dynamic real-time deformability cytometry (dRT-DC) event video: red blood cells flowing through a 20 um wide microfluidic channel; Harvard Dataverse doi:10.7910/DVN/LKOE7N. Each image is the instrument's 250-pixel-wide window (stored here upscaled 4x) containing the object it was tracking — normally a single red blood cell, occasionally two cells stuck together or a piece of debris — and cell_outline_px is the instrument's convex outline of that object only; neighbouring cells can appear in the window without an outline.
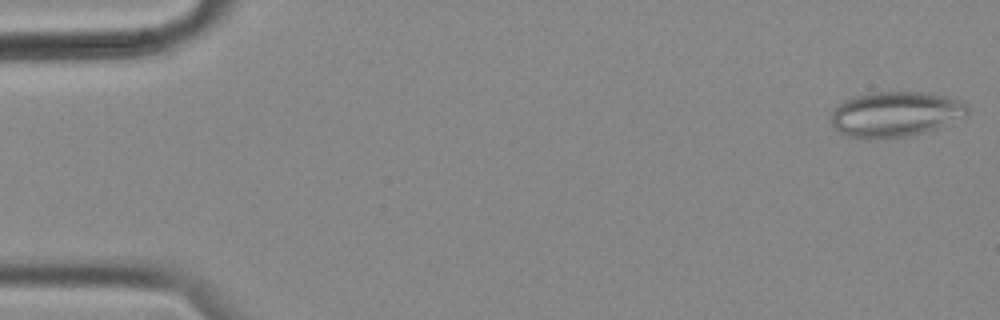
{"species": "common noctule bat (a hibernating species)", "species_latin": "Nyctalus noctula", "temperature_condition": "cold", "stored_images_in_passage": 56, "camera_frame_rate_fps": 3000, "um_per_image_px": 0.085, "animal": {"sex": "female", "body_mass_g": 18.4}, "frame": {"image": 1, "passage_image": 1, "time_ms": 0.0, "image_size_px": [1000, 320], "cell_outline_px": [[968, 116], [936, 128], [924, 132], [908, 136], [868, 140], [860, 140], [844, 136], [832, 124], [832, 112], [844, 100], [852, 96], [868, 92], [928, 92], [964, 100], [968, 104]], "centroid_in_image_um": [76.13, 9.71], "position_along_channel_um": 8.9, "area_um2": 36.65}}
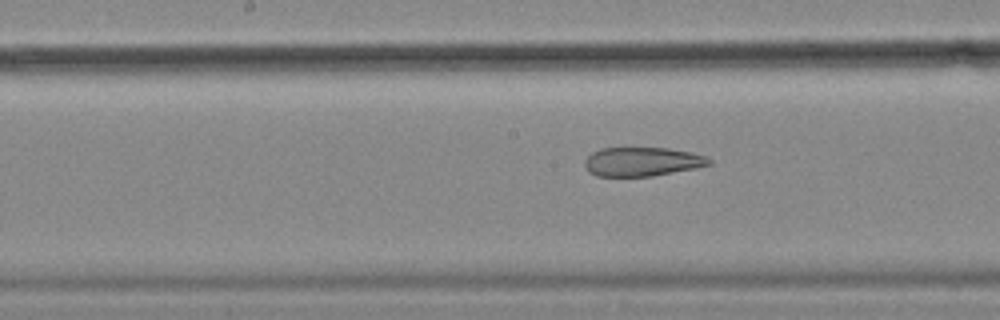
{"frame": {"image": 2, "passage_image": 28, "time_ms": 9.0, "image_size_px": [1000, 320], "cell_outline_px": [[712, 164], [696, 168], [652, 176], [596, 176], [588, 172], [584, 168], [584, 160], [592, 152], [600, 148], [668, 148], [692, 152], [704, 156], [712, 160]], "centroid_in_image_um": [54.56, 13.74], "position_along_channel_um": 193.6, "area_um2": 21.15}}
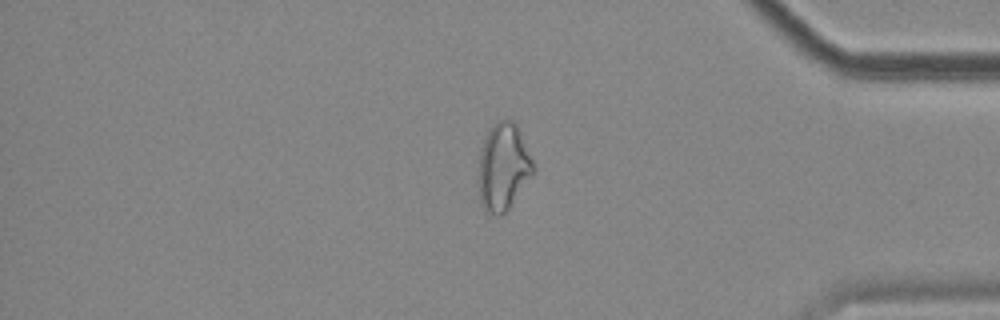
{"frame": {"image": 3, "passage_image": 47, "time_ms": 15.333, "image_size_px": [1000, 320], "cell_outline_px": [[536, 172], [508, 208], [500, 216], [496, 216], [484, 212], [480, 200], [480, 148], [484, 136], [492, 124], [500, 120], [512, 120], [516, 124], [536, 168]], "centroid_in_image_um": [42.79, 14.19], "position_along_channel_um": 392.4, "area_um2": 27.74}, "authors_computed_cell_mechanics": {"area_um2": 28.1486, "velocity_mm_per_s": 3.5315, "shape_relaxation_time_tau1_ms": null, "shape_relaxation_time_tau2_ms": 3.749, "deformation_change_tau1": null, "deformation_change_tau2": 0.1313}}